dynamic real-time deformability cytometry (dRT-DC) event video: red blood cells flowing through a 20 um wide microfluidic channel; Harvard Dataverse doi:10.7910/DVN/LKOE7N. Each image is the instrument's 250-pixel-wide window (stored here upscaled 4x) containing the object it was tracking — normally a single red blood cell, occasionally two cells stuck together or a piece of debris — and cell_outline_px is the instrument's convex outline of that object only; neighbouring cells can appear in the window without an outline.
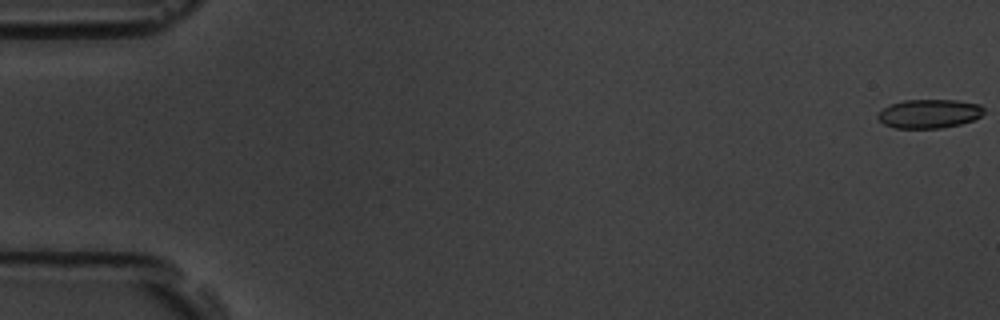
{"species": "common noctule bat (a hibernating species)", "species_latin": "Nyctalus noctula", "temperature_condition": "room temperature", "stored_images_in_passage": 8, "camera_frame_rate_fps": 3000, "um_per_image_px": 0.085, "animal": {"sex": "male", "body_mass_g": 19.5, "forearm_length_mm": 54.6}, "frame": {"image": 1, "passage_image": 1, "time_ms": 0.0, "image_size_px": [1000, 320], "cell_outline_px": [[984, 112], [980, 116], [972, 120], [960, 124], [940, 128], [896, 128], [884, 124], [876, 116], [884, 108], [892, 104], [904, 100], [956, 100], [980, 104], [984, 108]], "centroid_in_image_um": [79.0, 9.66], "position_along_channel_um": 6.0, "area_um2": 17.69}}